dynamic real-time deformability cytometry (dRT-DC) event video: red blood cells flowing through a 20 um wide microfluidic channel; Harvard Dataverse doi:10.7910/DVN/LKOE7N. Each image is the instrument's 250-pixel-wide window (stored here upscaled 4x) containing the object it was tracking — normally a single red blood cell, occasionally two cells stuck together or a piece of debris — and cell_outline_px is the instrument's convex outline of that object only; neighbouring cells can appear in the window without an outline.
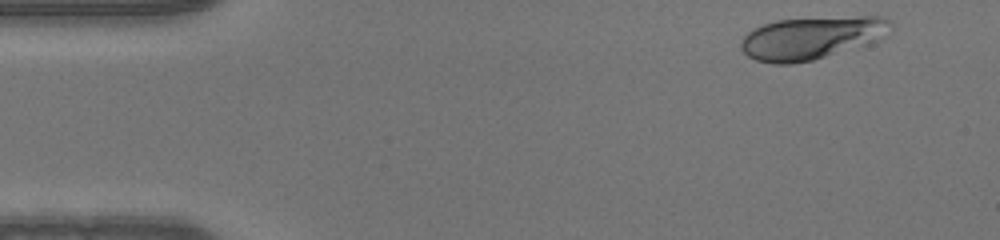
{"species": "human", "species_latin": "Homo sapiens", "temperature_condition": "warm", "stored_images_in_passage": 47, "camera_frame_rate_fps": 3000, "um_per_image_px": 0.085, "donor": {"sex": "male"}, "frame": {"image": 1, "passage_image": 2, "time_ms": 0.333, "image_size_px": [1000, 240], "cell_outline_px": [[892, 28], [888, 36], [872, 44], [812, 60], [792, 64], [772, 64], [756, 60], [748, 56], [740, 48], [740, 44], [744, 36], [748, 32], [764, 24], [776, 20], [860, 16], [880, 16], [888, 20]], "centroid_in_image_um": [69.04, 3.23], "position_along_channel_um": 16.0, "area_um2": 37.57}}
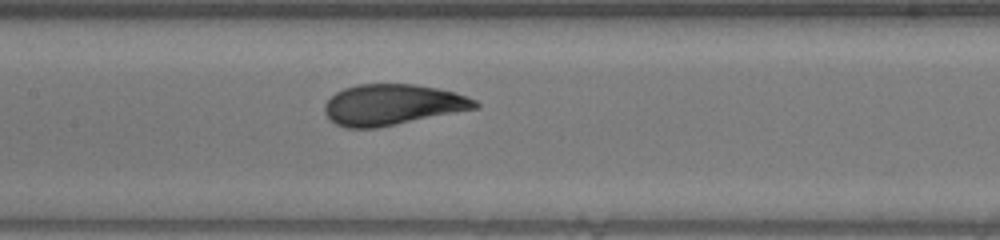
{"frame": {"image": 2, "passage_image": 21, "time_ms": 6.667, "image_size_px": [1000, 240], "cell_outline_px": [[480, 108], [376, 128], [348, 128], [336, 124], [328, 120], [324, 112], [324, 104], [336, 92], [344, 88], [360, 84], [416, 84], [436, 88], [452, 92], [476, 100], [480, 104]], "centroid_in_image_um": [33.34, 8.91], "position_along_channel_um": 174.1, "area_um2": 35.84}}
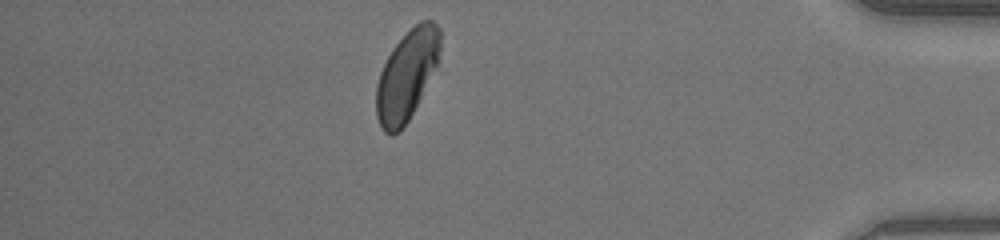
{"frame": {"image": 3, "passage_image": 41, "time_ms": 13.333, "image_size_px": [1000, 240], "cell_outline_px": [[440, 48], [436, 64], [408, 120], [400, 132], [392, 136], [384, 132], [376, 116], [376, 84], [380, 72], [392, 48], [420, 20], [432, 20], [440, 28]], "centroid_in_image_um": [34.54, 6.41], "position_along_channel_um": 400.7, "area_um2": 32.71}}